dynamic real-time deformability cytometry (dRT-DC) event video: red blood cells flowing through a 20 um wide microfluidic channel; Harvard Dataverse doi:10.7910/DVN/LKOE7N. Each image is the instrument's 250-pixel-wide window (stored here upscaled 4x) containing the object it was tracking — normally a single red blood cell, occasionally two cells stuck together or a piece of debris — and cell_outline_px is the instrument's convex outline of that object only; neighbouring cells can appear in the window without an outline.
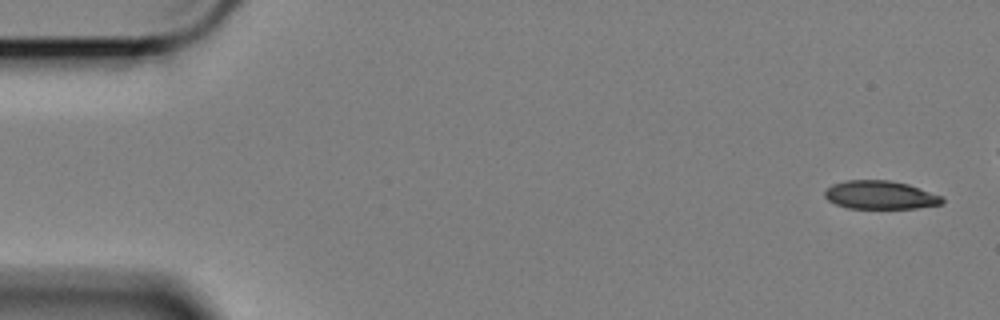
{"species": "Egyptian fruit bat (a non-hibernating species)", "species_latin": "Rousettus aegyptiacus", "temperature_condition": "cold", "stored_images_in_passage": 51, "camera_frame_rate_fps": 3000, "um_per_image_px": 0.085, "animal": {"sex": "female"}, "frame": {"image": 1, "passage_image": 1, "time_ms": 0.0, "image_size_px": [1000, 320], "cell_outline_px": [[944, 200], [940, 204], [916, 208], [848, 208], [836, 204], [828, 200], [824, 196], [824, 192], [832, 184], [844, 180], [888, 180], [908, 184], [940, 196]], "centroid_in_image_um": [74.76, 16.57], "position_along_channel_um": 10.2, "area_um2": 19.19}}
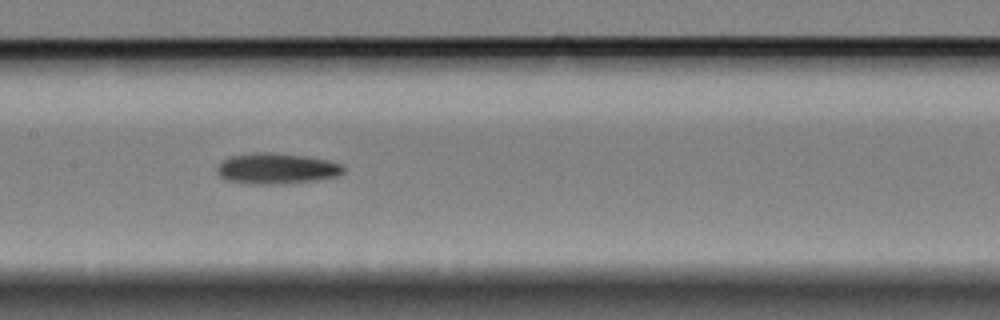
{"frame": {"image": 2, "passage_image": 27, "time_ms": 8.667, "image_size_px": [1000, 320], "cell_outline_px": [[344, 172], [340, 176], [316, 180], [280, 184], [248, 184], [224, 180], [216, 172], [216, 168], [224, 160], [232, 156], [252, 152], [272, 152], [304, 156], [328, 160], [344, 164]], "centroid_in_image_um": [23.52, 14.33], "position_along_channel_um": 183.9, "area_um2": 22.95}}
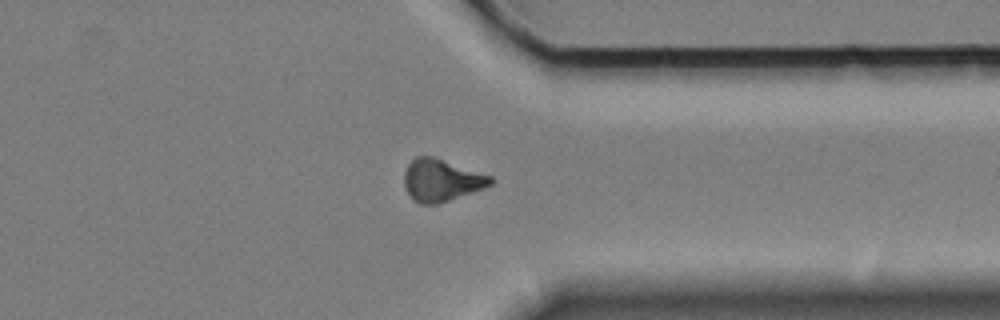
{"frame": {"image": 3, "passage_image": 44, "time_ms": 14.333, "image_size_px": [1000, 320], "cell_outline_px": [[492, 184], [484, 188], [436, 204], [420, 204], [412, 200], [404, 188], [404, 172], [408, 164], [416, 156], [432, 156], [492, 176]], "centroid_in_image_um": [37.47, 15.32], "position_along_channel_um": 373.9, "area_um2": 21.1}}